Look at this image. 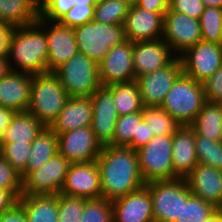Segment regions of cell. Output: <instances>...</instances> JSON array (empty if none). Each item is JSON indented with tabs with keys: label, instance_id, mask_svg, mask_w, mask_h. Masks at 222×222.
Segmentation results:
<instances>
[{
	"label": "cell",
	"instance_id": "obj_1",
	"mask_svg": "<svg viewBox=\"0 0 222 222\" xmlns=\"http://www.w3.org/2000/svg\"><path fill=\"white\" fill-rule=\"evenodd\" d=\"M96 161L103 198L112 201L146 184L139 169L137 151L130 147L105 145Z\"/></svg>",
	"mask_w": 222,
	"mask_h": 222
},
{
	"label": "cell",
	"instance_id": "obj_2",
	"mask_svg": "<svg viewBox=\"0 0 222 222\" xmlns=\"http://www.w3.org/2000/svg\"><path fill=\"white\" fill-rule=\"evenodd\" d=\"M47 56L45 19L39 15L36 22L14 28L9 41L8 54L12 71L32 75L47 73Z\"/></svg>",
	"mask_w": 222,
	"mask_h": 222
},
{
	"label": "cell",
	"instance_id": "obj_3",
	"mask_svg": "<svg viewBox=\"0 0 222 222\" xmlns=\"http://www.w3.org/2000/svg\"><path fill=\"white\" fill-rule=\"evenodd\" d=\"M69 95L54 72L32 76L28 112L49 127L64 109Z\"/></svg>",
	"mask_w": 222,
	"mask_h": 222
},
{
	"label": "cell",
	"instance_id": "obj_4",
	"mask_svg": "<svg viewBox=\"0 0 222 222\" xmlns=\"http://www.w3.org/2000/svg\"><path fill=\"white\" fill-rule=\"evenodd\" d=\"M205 101L203 84L182 73L173 83L161 107L181 126H190Z\"/></svg>",
	"mask_w": 222,
	"mask_h": 222
},
{
	"label": "cell",
	"instance_id": "obj_5",
	"mask_svg": "<svg viewBox=\"0 0 222 222\" xmlns=\"http://www.w3.org/2000/svg\"><path fill=\"white\" fill-rule=\"evenodd\" d=\"M78 51L100 63L111 47L126 41L124 25L90 21L73 28Z\"/></svg>",
	"mask_w": 222,
	"mask_h": 222
},
{
	"label": "cell",
	"instance_id": "obj_6",
	"mask_svg": "<svg viewBox=\"0 0 222 222\" xmlns=\"http://www.w3.org/2000/svg\"><path fill=\"white\" fill-rule=\"evenodd\" d=\"M172 142L173 135H158L136 150L145 183L180 178L173 169Z\"/></svg>",
	"mask_w": 222,
	"mask_h": 222
},
{
	"label": "cell",
	"instance_id": "obj_7",
	"mask_svg": "<svg viewBox=\"0 0 222 222\" xmlns=\"http://www.w3.org/2000/svg\"><path fill=\"white\" fill-rule=\"evenodd\" d=\"M54 73L59 77L69 97H91L101 86L98 63L80 52Z\"/></svg>",
	"mask_w": 222,
	"mask_h": 222
},
{
	"label": "cell",
	"instance_id": "obj_8",
	"mask_svg": "<svg viewBox=\"0 0 222 222\" xmlns=\"http://www.w3.org/2000/svg\"><path fill=\"white\" fill-rule=\"evenodd\" d=\"M145 186L152 199L155 222H175L180 217L183 201L192 196L185 178L152 181Z\"/></svg>",
	"mask_w": 222,
	"mask_h": 222
},
{
	"label": "cell",
	"instance_id": "obj_9",
	"mask_svg": "<svg viewBox=\"0 0 222 222\" xmlns=\"http://www.w3.org/2000/svg\"><path fill=\"white\" fill-rule=\"evenodd\" d=\"M178 57L183 74L202 83L222 66V44L201 40Z\"/></svg>",
	"mask_w": 222,
	"mask_h": 222
},
{
	"label": "cell",
	"instance_id": "obj_10",
	"mask_svg": "<svg viewBox=\"0 0 222 222\" xmlns=\"http://www.w3.org/2000/svg\"><path fill=\"white\" fill-rule=\"evenodd\" d=\"M70 164L63 155L57 153L22 180V195L58 194Z\"/></svg>",
	"mask_w": 222,
	"mask_h": 222
},
{
	"label": "cell",
	"instance_id": "obj_11",
	"mask_svg": "<svg viewBox=\"0 0 222 222\" xmlns=\"http://www.w3.org/2000/svg\"><path fill=\"white\" fill-rule=\"evenodd\" d=\"M162 39L179 56L202 40L199 19L168 9L163 17Z\"/></svg>",
	"mask_w": 222,
	"mask_h": 222
},
{
	"label": "cell",
	"instance_id": "obj_12",
	"mask_svg": "<svg viewBox=\"0 0 222 222\" xmlns=\"http://www.w3.org/2000/svg\"><path fill=\"white\" fill-rule=\"evenodd\" d=\"M59 193L86 200L101 198L100 169L97 161L71 163Z\"/></svg>",
	"mask_w": 222,
	"mask_h": 222
},
{
	"label": "cell",
	"instance_id": "obj_13",
	"mask_svg": "<svg viewBox=\"0 0 222 222\" xmlns=\"http://www.w3.org/2000/svg\"><path fill=\"white\" fill-rule=\"evenodd\" d=\"M101 86L136 81L133 66V43L126 40L111 47L104 59L98 63Z\"/></svg>",
	"mask_w": 222,
	"mask_h": 222
},
{
	"label": "cell",
	"instance_id": "obj_14",
	"mask_svg": "<svg viewBox=\"0 0 222 222\" xmlns=\"http://www.w3.org/2000/svg\"><path fill=\"white\" fill-rule=\"evenodd\" d=\"M58 137V153L70 163H86L97 160L102 145L96 139L91 126L61 133Z\"/></svg>",
	"mask_w": 222,
	"mask_h": 222
},
{
	"label": "cell",
	"instance_id": "obj_15",
	"mask_svg": "<svg viewBox=\"0 0 222 222\" xmlns=\"http://www.w3.org/2000/svg\"><path fill=\"white\" fill-rule=\"evenodd\" d=\"M183 73L177 56L166 67L136 78L142 103L145 106H161L176 79Z\"/></svg>",
	"mask_w": 222,
	"mask_h": 222
},
{
	"label": "cell",
	"instance_id": "obj_16",
	"mask_svg": "<svg viewBox=\"0 0 222 222\" xmlns=\"http://www.w3.org/2000/svg\"><path fill=\"white\" fill-rule=\"evenodd\" d=\"M45 27L48 45L47 72H54L79 51L73 28L59 21L46 19Z\"/></svg>",
	"mask_w": 222,
	"mask_h": 222
},
{
	"label": "cell",
	"instance_id": "obj_17",
	"mask_svg": "<svg viewBox=\"0 0 222 222\" xmlns=\"http://www.w3.org/2000/svg\"><path fill=\"white\" fill-rule=\"evenodd\" d=\"M93 107L92 131L102 146L113 142L115 124L118 114L113 93L107 86H100L90 97Z\"/></svg>",
	"mask_w": 222,
	"mask_h": 222
},
{
	"label": "cell",
	"instance_id": "obj_18",
	"mask_svg": "<svg viewBox=\"0 0 222 222\" xmlns=\"http://www.w3.org/2000/svg\"><path fill=\"white\" fill-rule=\"evenodd\" d=\"M165 13L147 11L136 4L130 5L124 22L126 39L132 43L162 39Z\"/></svg>",
	"mask_w": 222,
	"mask_h": 222
},
{
	"label": "cell",
	"instance_id": "obj_19",
	"mask_svg": "<svg viewBox=\"0 0 222 222\" xmlns=\"http://www.w3.org/2000/svg\"><path fill=\"white\" fill-rule=\"evenodd\" d=\"M176 57L163 39L133 43V66L136 78L166 67Z\"/></svg>",
	"mask_w": 222,
	"mask_h": 222
},
{
	"label": "cell",
	"instance_id": "obj_20",
	"mask_svg": "<svg viewBox=\"0 0 222 222\" xmlns=\"http://www.w3.org/2000/svg\"><path fill=\"white\" fill-rule=\"evenodd\" d=\"M113 222H155L150 192L146 186L111 201Z\"/></svg>",
	"mask_w": 222,
	"mask_h": 222
},
{
	"label": "cell",
	"instance_id": "obj_21",
	"mask_svg": "<svg viewBox=\"0 0 222 222\" xmlns=\"http://www.w3.org/2000/svg\"><path fill=\"white\" fill-rule=\"evenodd\" d=\"M185 179L192 195L216 208L222 205V170L198 163Z\"/></svg>",
	"mask_w": 222,
	"mask_h": 222
},
{
	"label": "cell",
	"instance_id": "obj_22",
	"mask_svg": "<svg viewBox=\"0 0 222 222\" xmlns=\"http://www.w3.org/2000/svg\"><path fill=\"white\" fill-rule=\"evenodd\" d=\"M32 74L10 71L0 80V106L14 112L28 111Z\"/></svg>",
	"mask_w": 222,
	"mask_h": 222
},
{
	"label": "cell",
	"instance_id": "obj_23",
	"mask_svg": "<svg viewBox=\"0 0 222 222\" xmlns=\"http://www.w3.org/2000/svg\"><path fill=\"white\" fill-rule=\"evenodd\" d=\"M93 107L90 97H69L64 109L49 126L57 135L92 124Z\"/></svg>",
	"mask_w": 222,
	"mask_h": 222
},
{
	"label": "cell",
	"instance_id": "obj_24",
	"mask_svg": "<svg viewBox=\"0 0 222 222\" xmlns=\"http://www.w3.org/2000/svg\"><path fill=\"white\" fill-rule=\"evenodd\" d=\"M172 161L180 178H185L198 165L195 131L191 126H180L173 134Z\"/></svg>",
	"mask_w": 222,
	"mask_h": 222
},
{
	"label": "cell",
	"instance_id": "obj_25",
	"mask_svg": "<svg viewBox=\"0 0 222 222\" xmlns=\"http://www.w3.org/2000/svg\"><path fill=\"white\" fill-rule=\"evenodd\" d=\"M18 204L28 222H58V194L21 195Z\"/></svg>",
	"mask_w": 222,
	"mask_h": 222
},
{
	"label": "cell",
	"instance_id": "obj_26",
	"mask_svg": "<svg viewBox=\"0 0 222 222\" xmlns=\"http://www.w3.org/2000/svg\"><path fill=\"white\" fill-rule=\"evenodd\" d=\"M45 126L28 111L15 112L0 143L31 144Z\"/></svg>",
	"mask_w": 222,
	"mask_h": 222
},
{
	"label": "cell",
	"instance_id": "obj_27",
	"mask_svg": "<svg viewBox=\"0 0 222 222\" xmlns=\"http://www.w3.org/2000/svg\"><path fill=\"white\" fill-rule=\"evenodd\" d=\"M58 153V137L50 128L44 127L31 143V156L25 170L20 174L22 180L33 170L44 165Z\"/></svg>",
	"mask_w": 222,
	"mask_h": 222
},
{
	"label": "cell",
	"instance_id": "obj_28",
	"mask_svg": "<svg viewBox=\"0 0 222 222\" xmlns=\"http://www.w3.org/2000/svg\"><path fill=\"white\" fill-rule=\"evenodd\" d=\"M39 0H0V21L21 27L37 21Z\"/></svg>",
	"mask_w": 222,
	"mask_h": 222
},
{
	"label": "cell",
	"instance_id": "obj_29",
	"mask_svg": "<svg viewBox=\"0 0 222 222\" xmlns=\"http://www.w3.org/2000/svg\"><path fill=\"white\" fill-rule=\"evenodd\" d=\"M190 126L200 136L212 141H220L222 136V103L205 101L202 110Z\"/></svg>",
	"mask_w": 222,
	"mask_h": 222
},
{
	"label": "cell",
	"instance_id": "obj_30",
	"mask_svg": "<svg viewBox=\"0 0 222 222\" xmlns=\"http://www.w3.org/2000/svg\"><path fill=\"white\" fill-rule=\"evenodd\" d=\"M113 93V100L119 116L143 111L144 105L136 81L114 83L107 86Z\"/></svg>",
	"mask_w": 222,
	"mask_h": 222
},
{
	"label": "cell",
	"instance_id": "obj_31",
	"mask_svg": "<svg viewBox=\"0 0 222 222\" xmlns=\"http://www.w3.org/2000/svg\"><path fill=\"white\" fill-rule=\"evenodd\" d=\"M143 120L148 123L154 136L173 135L181 126L161 106H145L143 108Z\"/></svg>",
	"mask_w": 222,
	"mask_h": 222
},
{
	"label": "cell",
	"instance_id": "obj_32",
	"mask_svg": "<svg viewBox=\"0 0 222 222\" xmlns=\"http://www.w3.org/2000/svg\"><path fill=\"white\" fill-rule=\"evenodd\" d=\"M130 4L126 0H97L94 21L105 24L124 25Z\"/></svg>",
	"mask_w": 222,
	"mask_h": 222
},
{
	"label": "cell",
	"instance_id": "obj_33",
	"mask_svg": "<svg viewBox=\"0 0 222 222\" xmlns=\"http://www.w3.org/2000/svg\"><path fill=\"white\" fill-rule=\"evenodd\" d=\"M143 121V111L118 116L115 124L113 142L110 146L127 147L133 138H138L139 125Z\"/></svg>",
	"mask_w": 222,
	"mask_h": 222
},
{
	"label": "cell",
	"instance_id": "obj_34",
	"mask_svg": "<svg viewBox=\"0 0 222 222\" xmlns=\"http://www.w3.org/2000/svg\"><path fill=\"white\" fill-rule=\"evenodd\" d=\"M195 149L198 163L222 170V144L195 132Z\"/></svg>",
	"mask_w": 222,
	"mask_h": 222
},
{
	"label": "cell",
	"instance_id": "obj_35",
	"mask_svg": "<svg viewBox=\"0 0 222 222\" xmlns=\"http://www.w3.org/2000/svg\"><path fill=\"white\" fill-rule=\"evenodd\" d=\"M199 21L202 41L222 44V9L205 7Z\"/></svg>",
	"mask_w": 222,
	"mask_h": 222
},
{
	"label": "cell",
	"instance_id": "obj_36",
	"mask_svg": "<svg viewBox=\"0 0 222 222\" xmlns=\"http://www.w3.org/2000/svg\"><path fill=\"white\" fill-rule=\"evenodd\" d=\"M217 210L213 204L192 195L187 201H183L180 217L175 222H203Z\"/></svg>",
	"mask_w": 222,
	"mask_h": 222
},
{
	"label": "cell",
	"instance_id": "obj_37",
	"mask_svg": "<svg viewBox=\"0 0 222 222\" xmlns=\"http://www.w3.org/2000/svg\"><path fill=\"white\" fill-rule=\"evenodd\" d=\"M0 154L11 166L22 173L31 156V144L28 143H0Z\"/></svg>",
	"mask_w": 222,
	"mask_h": 222
},
{
	"label": "cell",
	"instance_id": "obj_38",
	"mask_svg": "<svg viewBox=\"0 0 222 222\" xmlns=\"http://www.w3.org/2000/svg\"><path fill=\"white\" fill-rule=\"evenodd\" d=\"M81 222H113L111 200L106 198L85 199Z\"/></svg>",
	"mask_w": 222,
	"mask_h": 222
},
{
	"label": "cell",
	"instance_id": "obj_39",
	"mask_svg": "<svg viewBox=\"0 0 222 222\" xmlns=\"http://www.w3.org/2000/svg\"><path fill=\"white\" fill-rule=\"evenodd\" d=\"M85 199L58 193V222H81Z\"/></svg>",
	"mask_w": 222,
	"mask_h": 222
},
{
	"label": "cell",
	"instance_id": "obj_40",
	"mask_svg": "<svg viewBox=\"0 0 222 222\" xmlns=\"http://www.w3.org/2000/svg\"><path fill=\"white\" fill-rule=\"evenodd\" d=\"M95 5L75 4L66 14H64L58 21L71 28L81 26L90 22L94 18Z\"/></svg>",
	"mask_w": 222,
	"mask_h": 222
},
{
	"label": "cell",
	"instance_id": "obj_41",
	"mask_svg": "<svg viewBox=\"0 0 222 222\" xmlns=\"http://www.w3.org/2000/svg\"><path fill=\"white\" fill-rule=\"evenodd\" d=\"M74 5V0H39V15L49 21H58Z\"/></svg>",
	"mask_w": 222,
	"mask_h": 222
},
{
	"label": "cell",
	"instance_id": "obj_42",
	"mask_svg": "<svg viewBox=\"0 0 222 222\" xmlns=\"http://www.w3.org/2000/svg\"><path fill=\"white\" fill-rule=\"evenodd\" d=\"M0 189L12 190L22 195V178L10 163L0 154Z\"/></svg>",
	"mask_w": 222,
	"mask_h": 222
},
{
	"label": "cell",
	"instance_id": "obj_43",
	"mask_svg": "<svg viewBox=\"0 0 222 222\" xmlns=\"http://www.w3.org/2000/svg\"><path fill=\"white\" fill-rule=\"evenodd\" d=\"M204 4L201 0H169V10L200 19L204 11Z\"/></svg>",
	"mask_w": 222,
	"mask_h": 222
},
{
	"label": "cell",
	"instance_id": "obj_44",
	"mask_svg": "<svg viewBox=\"0 0 222 222\" xmlns=\"http://www.w3.org/2000/svg\"><path fill=\"white\" fill-rule=\"evenodd\" d=\"M202 84L206 101L222 103V66Z\"/></svg>",
	"mask_w": 222,
	"mask_h": 222
},
{
	"label": "cell",
	"instance_id": "obj_45",
	"mask_svg": "<svg viewBox=\"0 0 222 222\" xmlns=\"http://www.w3.org/2000/svg\"><path fill=\"white\" fill-rule=\"evenodd\" d=\"M14 28L12 24L0 21V57H8L9 41Z\"/></svg>",
	"mask_w": 222,
	"mask_h": 222
},
{
	"label": "cell",
	"instance_id": "obj_46",
	"mask_svg": "<svg viewBox=\"0 0 222 222\" xmlns=\"http://www.w3.org/2000/svg\"><path fill=\"white\" fill-rule=\"evenodd\" d=\"M153 137L154 133L149 128L148 123L143 121L139 125L138 138H133L132 142L127 147L137 150L141 146L146 145Z\"/></svg>",
	"mask_w": 222,
	"mask_h": 222
},
{
	"label": "cell",
	"instance_id": "obj_47",
	"mask_svg": "<svg viewBox=\"0 0 222 222\" xmlns=\"http://www.w3.org/2000/svg\"><path fill=\"white\" fill-rule=\"evenodd\" d=\"M19 196L12 190L0 189V214L11 210L18 204Z\"/></svg>",
	"mask_w": 222,
	"mask_h": 222
},
{
	"label": "cell",
	"instance_id": "obj_48",
	"mask_svg": "<svg viewBox=\"0 0 222 222\" xmlns=\"http://www.w3.org/2000/svg\"><path fill=\"white\" fill-rule=\"evenodd\" d=\"M0 222H28L23 208L16 204L11 210L0 214Z\"/></svg>",
	"mask_w": 222,
	"mask_h": 222
},
{
	"label": "cell",
	"instance_id": "obj_49",
	"mask_svg": "<svg viewBox=\"0 0 222 222\" xmlns=\"http://www.w3.org/2000/svg\"><path fill=\"white\" fill-rule=\"evenodd\" d=\"M135 4L152 12H166L169 9V0H138Z\"/></svg>",
	"mask_w": 222,
	"mask_h": 222
},
{
	"label": "cell",
	"instance_id": "obj_50",
	"mask_svg": "<svg viewBox=\"0 0 222 222\" xmlns=\"http://www.w3.org/2000/svg\"><path fill=\"white\" fill-rule=\"evenodd\" d=\"M14 113L15 112L13 110L0 106V139L5 129L10 124L11 118Z\"/></svg>",
	"mask_w": 222,
	"mask_h": 222
},
{
	"label": "cell",
	"instance_id": "obj_51",
	"mask_svg": "<svg viewBox=\"0 0 222 222\" xmlns=\"http://www.w3.org/2000/svg\"><path fill=\"white\" fill-rule=\"evenodd\" d=\"M11 71L8 57H0V80Z\"/></svg>",
	"mask_w": 222,
	"mask_h": 222
},
{
	"label": "cell",
	"instance_id": "obj_52",
	"mask_svg": "<svg viewBox=\"0 0 222 222\" xmlns=\"http://www.w3.org/2000/svg\"><path fill=\"white\" fill-rule=\"evenodd\" d=\"M205 7H215L222 9V0H201Z\"/></svg>",
	"mask_w": 222,
	"mask_h": 222
},
{
	"label": "cell",
	"instance_id": "obj_53",
	"mask_svg": "<svg viewBox=\"0 0 222 222\" xmlns=\"http://www.w3.org/2000/svg\"><path fill=\"white\" fill-rule=\"evenodd\" d=\"M203 222H222V215L220 211L217 210L213 215Z\"/></svg>",
	"mask_w": 222,
	"mask_h": 222
},
{
	"label": "cell",
	"instance_id": "obj_54",
	"mask_svg": "<svg viewBox=\"0 0 222 222\" xmlns=\"http://www.w3.org/2000/svg\"><path fill=\"white\" fill-rule=\"evenodd\" d=\"M97 0H74L75 4L96 5Z\"/></svg>",
	"mask_w": 222,
	"mask_h": 222
},
{
	"label": "cell",
	"instance_id": "obj_55",
	"mask_svg": "<svg viewBox=\"0 0 222 222\" xmlns=\"http://www.w3.org/2000/svg\"><path fill=\"white\" fill-rule=\"evenodd\" d=\"M130 5L135 4L138 0H126Z\"/></svg>",
	"mask_w": 222,
	"mask_h": 222
},
{
	"label": "cell",
	"instance_id": "obj_56",
	"mask_svg": "<svg viewBox=\"0 0 222 222\" xmlns=\"http://www.w3.org/2000/svg\"><path fill=\"white\" fill-rule=\"evenodd\" d=\"M218 210L220 211V213L222 215V205L218 208Z\"/></svg>",
	"mask_w": 222,
	"mask_h": 222
}]
</instances>
